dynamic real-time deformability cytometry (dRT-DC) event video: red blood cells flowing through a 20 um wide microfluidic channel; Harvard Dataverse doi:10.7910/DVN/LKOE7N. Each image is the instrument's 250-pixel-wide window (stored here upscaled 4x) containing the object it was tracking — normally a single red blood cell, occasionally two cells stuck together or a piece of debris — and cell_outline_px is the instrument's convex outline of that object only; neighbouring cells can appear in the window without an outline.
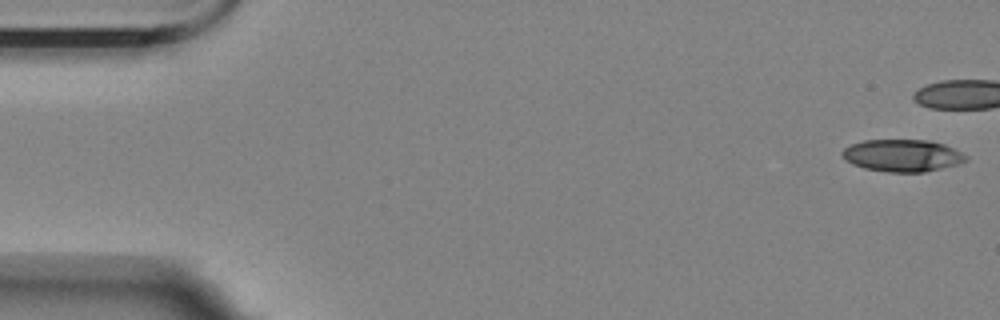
{"species": "Egyptian fruit bat (a non-hibernating species)", "species_latin": "Rousettus aegyptiacus", "temperature_condition": "room temperature", "stored_images_in_passage": 6, "camera_frame_rate_fps": 3000, "um_per_image_px": 0.085, "animal": {"sex": "female"}, "frame": {"image": 1, "passage_image": 1, "time_ms": 0.0, "image_size_px": [1000, 320], "cell_outline_px": [[968, 160], [960, 164], [924, 172], [888, 172], [864, 168], [852, 164], [844, 160], [840, 152], [844, 148], [852, 144], [864, 140], [932, 140], [944, 144], [968, 156]], "centroid_in_image_um": [76.7, 13.22], "position_along_channel_um": 8.3, "area_um2": 23.35}}